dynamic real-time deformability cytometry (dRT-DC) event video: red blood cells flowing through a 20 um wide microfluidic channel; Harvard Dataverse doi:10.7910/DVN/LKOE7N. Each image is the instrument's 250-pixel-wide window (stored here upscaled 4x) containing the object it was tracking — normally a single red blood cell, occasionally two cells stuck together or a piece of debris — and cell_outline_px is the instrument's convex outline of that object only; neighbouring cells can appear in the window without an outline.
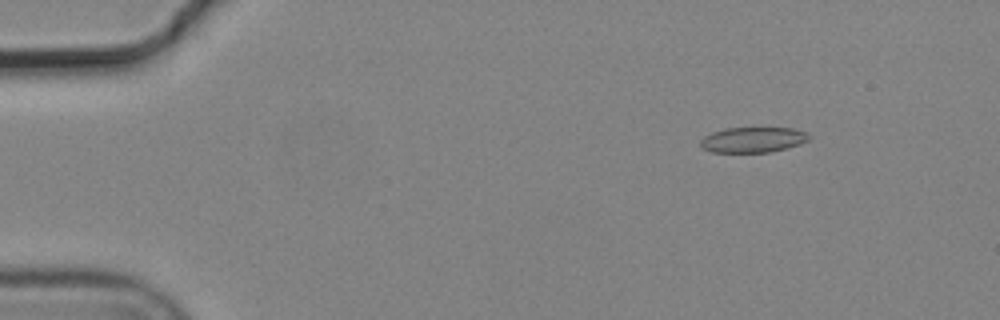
{"species": "common noctule bat (a hibernating species)", "species_latin": "Nyctalus noctula", "temperature_condition": "cold", "stored_images_in_passage": 9, "camera_frame_rate_fps": 3000, "um_per_image_px": 0.085, "animal": {"sex": "male", "body_mass_g": 19.2, "forearm_length_mm": 51.8}, "frame": {"image": 1, "passage_image": 2, "time_ms": 0.333, "image_size_px": [1000, 320], "cell_outline_px": [[808, 140], [800, 144], [768, 152], [712, 152], [700, 148], [700, 140], [704, 136], [712, 132], [724, 128], [792, 128], [804, 132], [808, 136]], "centroid_in_image_um": [63.92, 11.88], "position_along_channel_um": 21.1, "area_um2": 15.9}}
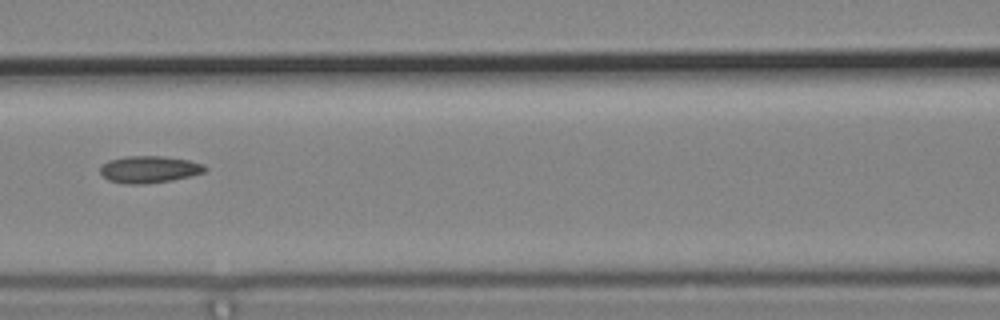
{"frame": {"image": 2, "passage_image": 6, "time_ms": 1.667, "image_size_px": [1000, 320], "cell_outline_px": [[208, 168], [204, 172], [172, 180], [140, 184], [128, 184], [108, 180], [100, 172], [100, 168], [108, 160], [124, 156], [164, 156], [188, 160], [204, 164]], "centroid_in_image_um": [12.68, 14.38], "position_along_channel_um": 153.9, "area_um2": 16.36}}
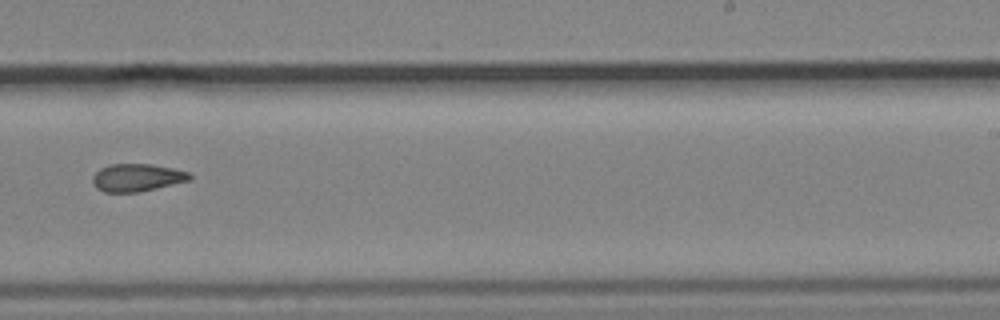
{"frame": {"image": 3, "passage_image": 9, "time_ms": 2.667, "image_size_px": [1000, 320], "cell_outline_px": [[192, 176], [188, 180], [140, 192], [104, 192], [96, 188], [92, 184], [92, 176], [100, 168], [108, 164], [152, 164], [172, 168], [188, 172]], "centroid_in_image_um": [11.58, 15.09], "position_along_channel_um": 277.4, "area_um2": 15.61}}